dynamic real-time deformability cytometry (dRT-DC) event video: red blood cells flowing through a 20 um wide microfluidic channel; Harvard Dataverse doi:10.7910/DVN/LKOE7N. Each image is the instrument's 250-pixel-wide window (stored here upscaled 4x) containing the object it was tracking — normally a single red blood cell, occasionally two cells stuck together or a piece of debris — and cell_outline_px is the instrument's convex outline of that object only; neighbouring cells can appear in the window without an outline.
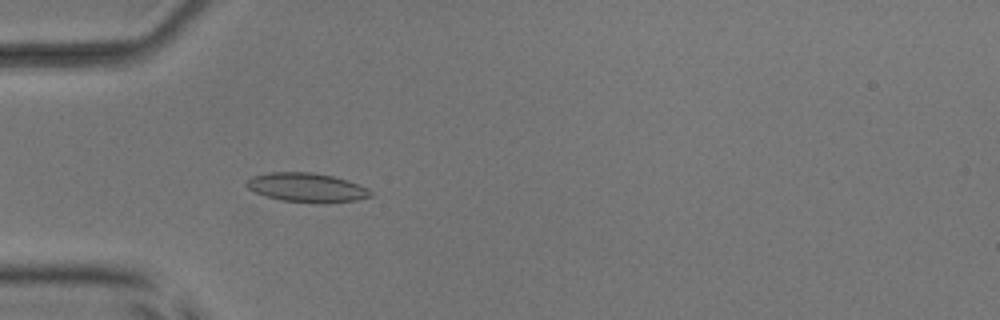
{"species": "common noctule bat (a hibernating species)", "species_latin": "Nyctalus noctula", "temperature_condition": "room temperature", "stored_images_in_passage": 53, "camera_frame_rate_fps": 3000, "um_per_image_px": 0.085, "animal": {"sex": "male", "body_mass_g": 17.9, "forearm_length_mm": 54.2}, "frame": {"image": 1, "passage_image": 16, "time_ms": 5.0, "image_size_px": [1000, 320], "cell_outline_px": [[372, 196], [356, 200], [324, 204], [280, 200], [264, 196], [248, 188], [244, 184], [252, 176], [272, 172], [312, 172], [332, 176], [348, 180], [368, 188], [372, 192]], "centroid_in_image_um": [26.09, 15.95], "position_along_channel_um": 58.9, "area_um2": 21.21}}
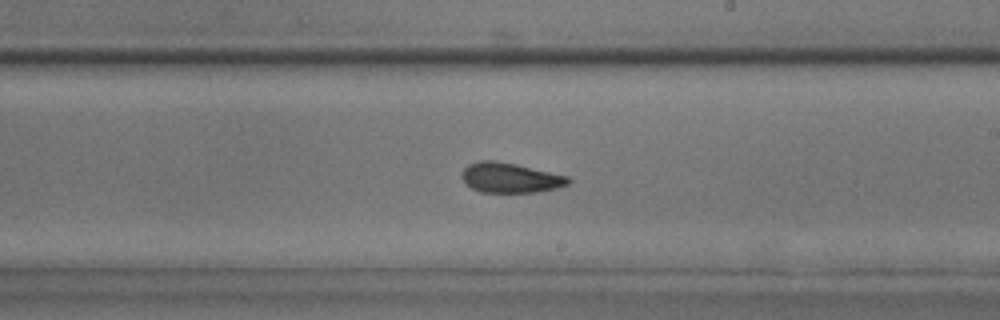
{"frame": {"image": 2, "passage_image": 31, "time_ms": 10.0, "image_size_px": [1000, 320], "cell_outline_px": [[572, 180], [568, 184], [556, 188], [536, 192], [480, 192], [472, 188], [460, 176], [464, 168], [468, 164], [480, 160], [496, 160], [516, 164], [568, 176]], "centroid_in_image_um": [43.36, 15.1], "position_along_channel_um": 245.6, "area_um2": 18.55}}
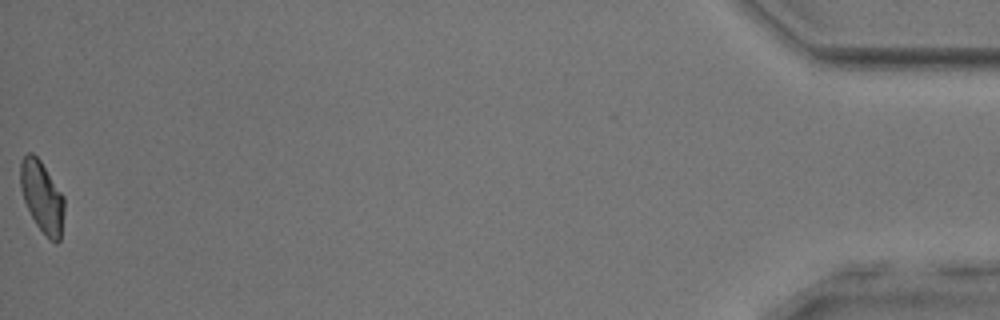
{"frame": {"image": 3, "passage_image": 53, "time_ms": 17.333, "image_size_px": [1000, 320], "cell_outline_px": [[64, 208], [60, 240], [56, 244], [36, 224], [24, 200], [20, 188], [20, 160], [28, 152], [32, 152], [40, 160], [64, 196]], "centroid_in_image_um": [3.56, 16.68], "position_along_channel_um": 431.6, "area_um2": 17.98}, "authors_computed_cell_mechanics": {"area_um2": 18.9584, "velocity_mm_per_s": 3.8536, "shape_relaxation_time_tau1_ms": null, "shape_relaxation_time_tau2_ms": 2.819, "deformation_change_tau1": null, "deformation_change_tau2": 0.0812}}